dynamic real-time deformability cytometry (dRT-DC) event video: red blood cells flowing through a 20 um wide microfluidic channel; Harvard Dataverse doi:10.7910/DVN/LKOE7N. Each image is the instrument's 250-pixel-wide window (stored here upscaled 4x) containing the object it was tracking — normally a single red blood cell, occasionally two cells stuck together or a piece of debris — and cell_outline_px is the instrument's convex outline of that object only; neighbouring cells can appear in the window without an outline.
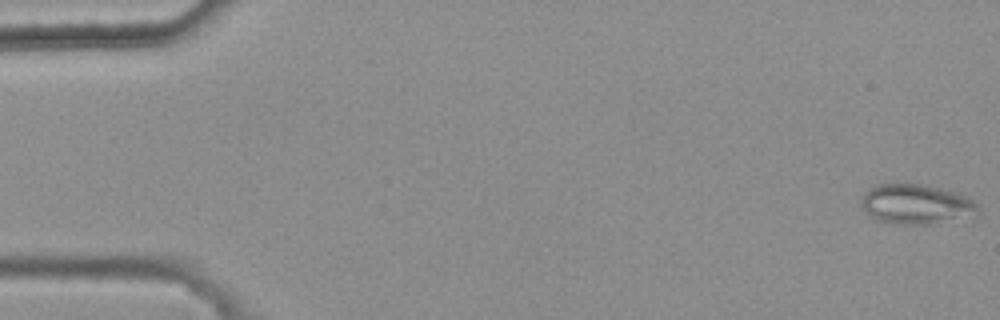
{"species": "common noctule bat (a hibernating species)", "species_latin": "Nyctalus noctula", "temperature_condition": "warm", "stored_images_in_passage": 47, "camera_frame_rate_fps": 3000, "um_per_image_px": 0.085, "animal": {"sex": "female", "body_mass_g": 25.1}, "frame": {"image": 1, "passage_image": 1, "time_ms": 0.0, "image_size_px": [1000, 320], "cell_outline_px": [[980, 212], [936, 224], [900, 224], [876, 220], [860, 204], [860, 196], [864, 192], [876, 184], [896, 180], [920, 184], [940, 188], [956, 192], [972, 200], [976, 204]], "centroid_in_image_um": [77.79, 17.31], "position_along_channel_um": 7.2, "area_um2": 27.46}}
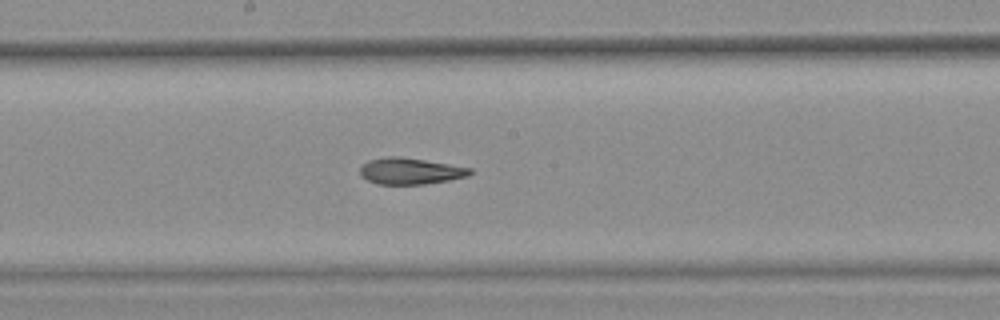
{"frame": {"image": 2, "passage_image": 29, "time_ms": 9.333, "image_size_px": [1000, 320], "cell_outline_px": [[472, 172], [468, 176], [448, 180], [424, 184], [376, 184], [360, 176], [360, 168], [368, 160], [388, 156], [400, 156], [472, 168]], "centroid_in_image_um": [34.85, 14.54], "position_along_channel_um": 213.4, "area_um2": 16.82}}
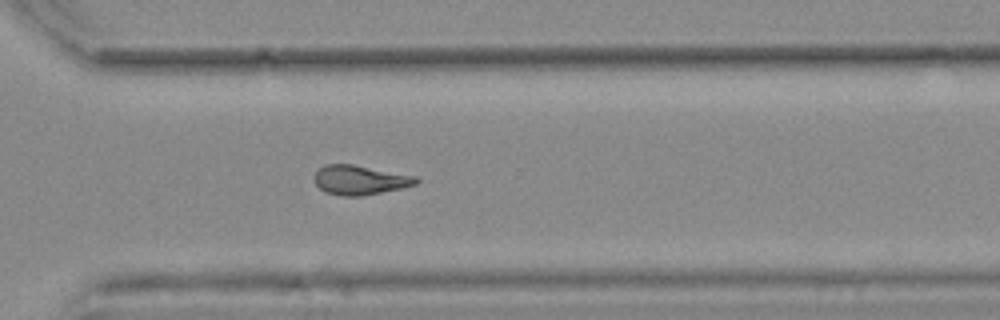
{"frame": {"image": 3, "passage_image": 39, "time_ms": 12.667, "image_size_px": [1000, 320], "cell_outline_px": [[420, 180], [416, 184], [400, 188], [360, 196], [344, 196], [328, 192], [320, 188], [316, 184], [316, 172], [324, 164], [352, 164], [416, 176]], "centroid_in_image_um": [30.61, 15.29], "position_along_channel_um": 340.0, "area_um2": 17.05}, "authors_computed_cell_mechanics": {"area_um2": 17.9758, "velocity_mm_per_s": 3.8013, "shape_relaxation_time_tau1_ms": null, "shape_relaxation_time_tau2_ms": 5.7255, "deformation_change_tau1": null, "deformation_change_tau2": 0.1472}}